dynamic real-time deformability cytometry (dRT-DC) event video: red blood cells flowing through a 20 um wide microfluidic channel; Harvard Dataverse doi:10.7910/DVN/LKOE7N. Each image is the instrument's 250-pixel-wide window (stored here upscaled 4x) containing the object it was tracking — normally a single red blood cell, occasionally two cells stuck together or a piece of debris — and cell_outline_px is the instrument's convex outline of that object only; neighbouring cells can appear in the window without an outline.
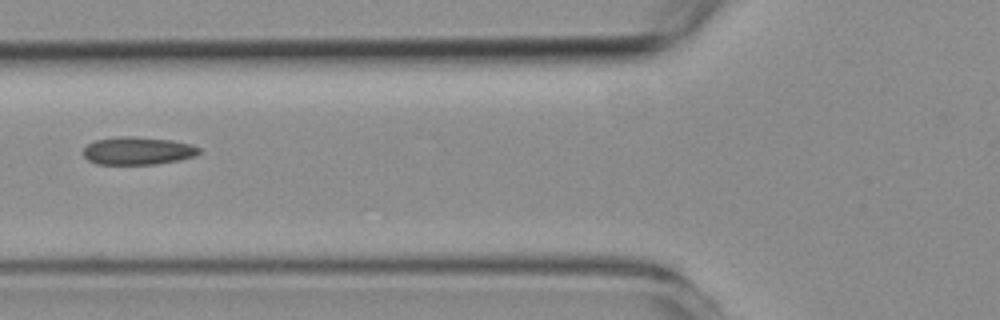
{"species": "common noctule bat (a hibernating species)", "species_latin": "Nyctalus noctula", "temperature_condition": "room temperature", "stored_images_in_passage": 6, "camera_frame_rate_fps": 3000, "um_per_image_px": 0.085, "animal": {"sex": "female", "body_mass_g": 19.3, "forearm_length_mm": 54.1}, "frame": {"image": 1, "passage_image": 6, "time_ms": 5.667, "image_size_px": [1000, 320], "cell_outline_px": [[200, 152], [196, 156], [180, 160], [156, 164], [96, 164], [88, 160], [84, 156], [84, 148], [88, 144], [96, 140], [120, 136], [132, 136], [172, 140], [192, 144], [200, 148]], "centroid_in_image_um": [11.74, 12.82], "position_along_channel_um": 114.1, "area_um2": 18.84}}